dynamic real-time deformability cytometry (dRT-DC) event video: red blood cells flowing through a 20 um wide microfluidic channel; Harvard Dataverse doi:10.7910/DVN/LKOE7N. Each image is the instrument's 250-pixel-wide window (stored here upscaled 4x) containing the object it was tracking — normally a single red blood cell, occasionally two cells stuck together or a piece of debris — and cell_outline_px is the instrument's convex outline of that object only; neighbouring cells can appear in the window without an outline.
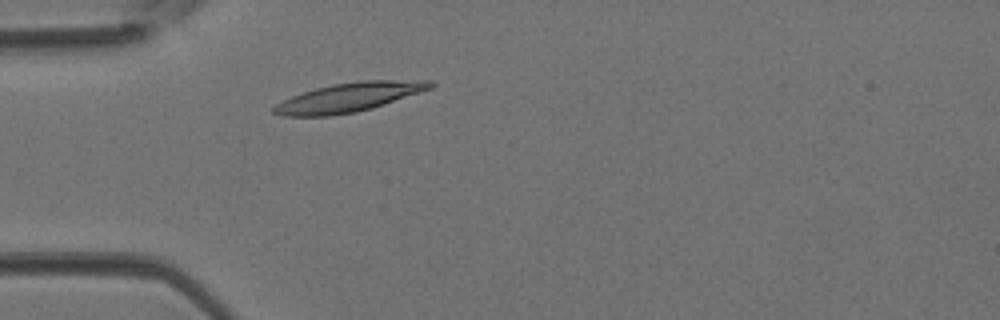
{"species": "Egyptian fruit bat (a non-hibernating species)", "species_latin": "Rousettus aegyptiacus", "temperature_condition": "room temperature", "stored_images_in_passage": 2, "camera_frame_rate_fps": 3000, "um_per_image_px": 0.085, "animal": {"sex": "female"}, "frame": {"image": 1, "passage_image": 2, "time_ms": 0.333, "image_size_px": [1000, 320], "cell_outline_px": [[436, 84], [432, 88], [372, 108], [356, 112], [328, 116], [280, 116], [272, 112], [272, 108], [276, 104], [292, 96], [316, 88], [332, 84], [360, 80], [432, 80]], "centroid_in_image_um": [29.67, 8.27], "position_along_channel_um": 55.3, "area_um2": 26.47}}